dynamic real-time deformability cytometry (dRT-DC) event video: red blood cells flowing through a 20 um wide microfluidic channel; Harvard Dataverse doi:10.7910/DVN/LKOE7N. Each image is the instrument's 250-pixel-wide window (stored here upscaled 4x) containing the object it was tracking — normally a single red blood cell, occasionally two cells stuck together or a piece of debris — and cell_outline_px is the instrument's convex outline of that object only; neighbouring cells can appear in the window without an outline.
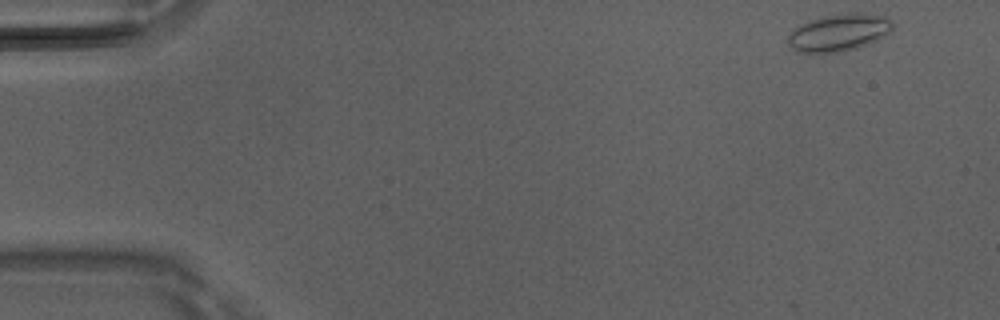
{"species": "Egyptian fruit bat (a non-hibernating species)", "species_latin": "Rousettus aegyptiacus", "temperature_condition": "room temperature", "stored_images_in_passage": 5, "camera_frame_rate_fps": 3000, "um_per_image_px": 0.085, "animal": {"sex": "male"}, "frame": {"image": 1, "passage_image": 1, "time_ms": 0.0, "image_size_px": [1000, 320], "cell_outline_px": [[892, 32], [876, 40], [856, 48], [840, 52], [796, 52], [788, 44], [788, 36], [792, 28], [808, 20], [820, 16], [852, 12], [864, 12], [888, 16], [892, 20]], "centroid_in_image_um": [71.31, 2.73], "position_along_channel_um": 13.7, "area_um2": 23.12}}